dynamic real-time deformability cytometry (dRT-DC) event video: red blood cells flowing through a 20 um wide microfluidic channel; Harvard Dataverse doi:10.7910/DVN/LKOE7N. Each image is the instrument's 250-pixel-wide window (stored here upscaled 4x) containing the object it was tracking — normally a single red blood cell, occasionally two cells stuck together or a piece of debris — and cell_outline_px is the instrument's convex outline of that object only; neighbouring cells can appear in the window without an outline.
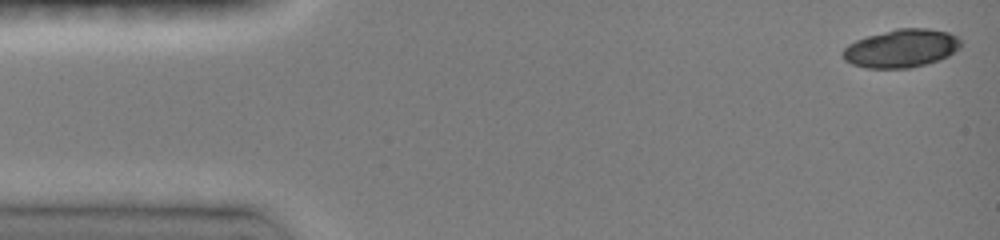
{"species": "common noctule bat (a hibernating species)", "species_latin": "Nyctalus noctula", "temperature_condition": "room temperature", "stored_images_in_passage": 46, "camera_frame_rate_fps": 3000, "um_per_image_px": 0.085, "animal": {"sex": "female", "body_mass_g": 19.0, "forearm_length_mm": 51.5}, "frame": {"image": 1, "passage_image": 1, "time_ms": 0.0, "image_size_px": [1000, 240], "cell_outline_px": [[960, 48], [948, 56], [940, 60], [908, 68], [864, 68], [852, 64], [844, 60], [840, 52], [848, 44], [856, 40], [868, 36], [896, 28], [928, 28], [948, 32], [960, 36]], "centroid_in_image_um": [76.61, 4.11], "position_along_channel_um": 8.4, "area_um2": 26.47}}
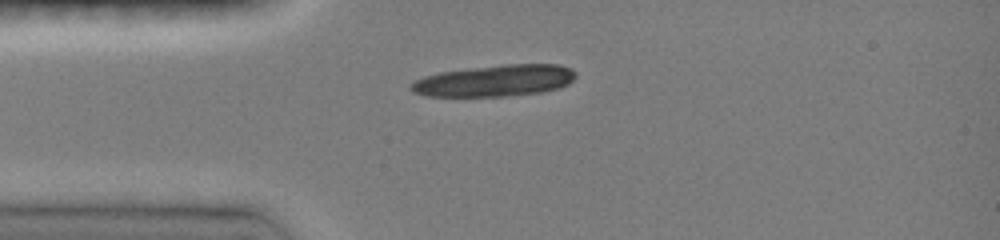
{"frame": {"image": 2, "passage_image": 11, "time_ms": 3.333, "image_size_px": [1000, 240], "cell_outline_px": [[576, 76], [568, 84], [556, 88], [540, 92], [504, 96], [428, 96], [412, 92], [408, 88], [408, 84], [412, 80], [424, 76], [440, 72], [472, 68], [508, 64], [560, 64], [572, 68], [576, 72]], "centroid_in_image_um": [42.02, 6.85], "position_along_channel_um": 43.0, "area_um2": 30.29}, "authors_computed_cell_mechanics": {"area_um2": 27.1082, "velocity_mm_per_s": 4.1189, "shape_relaxation_time_tau1_ms": 2.7477, "shape_relaxation_time_tau2_ms": null, "deformation_change_tau1": 0.3993, "deformation_change_tau2": null}}